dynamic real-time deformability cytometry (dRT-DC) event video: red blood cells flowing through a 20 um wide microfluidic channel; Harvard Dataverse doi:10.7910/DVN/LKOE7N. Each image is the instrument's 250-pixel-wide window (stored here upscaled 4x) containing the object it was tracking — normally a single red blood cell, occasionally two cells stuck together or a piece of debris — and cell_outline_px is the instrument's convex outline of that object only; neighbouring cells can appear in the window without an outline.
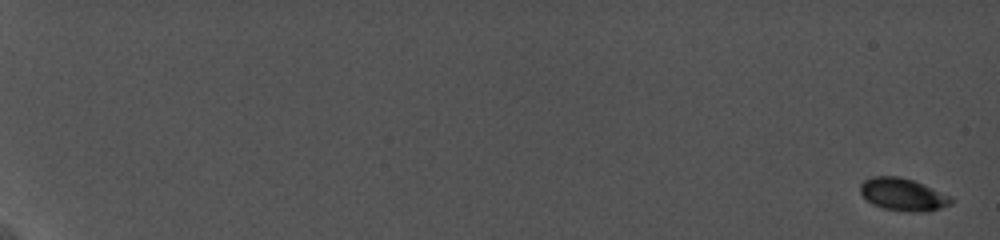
{"species": "common noctule bat (a hibernating species)", "species_latin": "Nyctalus noctula", "temperature_condition": "cold", "stored_images_in_passage": 59, "camera_frame_rate_fps": 5000, "um_per_image_px": 0.085, "animal": {"sex": "female", "body_mass_g": 19.0, "forearm_length_mm": 56.7}, "frame": {"image": 1, "passage_image": 1, "time_ms": 0.0, "image_size_px": [1000, 240], "cell_outline_px": [[956, 200], [952, 204], [928, 212], [908, 212], [884, 208], [872, 204], [860, 192], [860, 184], [864, 180], [872, 176], [896, 176], [912, 180], [924, 184], [952, 196]], "centroid_in_image_um": [76.8, 16.54], "position_along_channel_um": 8.2, "area_um2": 17.4}}
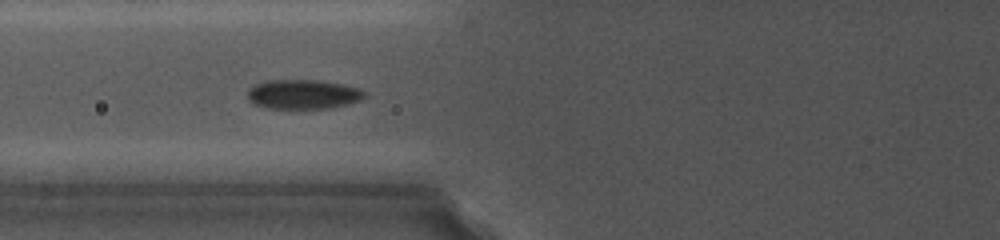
{"frame": {"image": 2, "passage_image": 24, "time_ms": 9.4, "image_size_px": [1000, 240], "cell_outline_px": [[368, 96], [360, 100], [348, 104], [328, 108], [268, 108], [256, 104], [248, 100], [248, 88], [264, 80], [316, 80], [344, 84], [360, 88], [368, 92]], "centroid_in_image_um": [25.81, 8.0], "position_along_channel_um": 100.0, "area_um2": 20.23}}
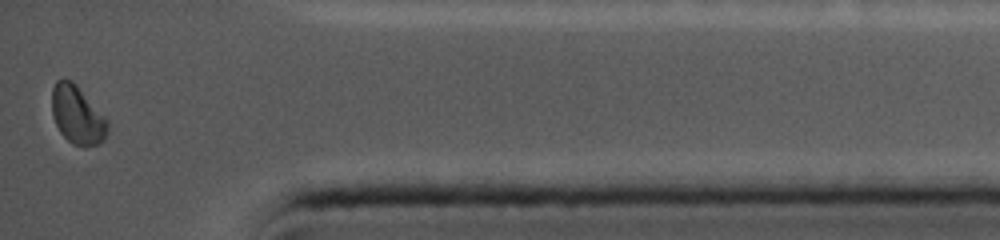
{"frame": {"image": 3, "passage_image": 59, "time_ms": 18.4, "image_size_px": [1000, 240], "cell_outline_px": [[108, 132], [104, 140], [96, 144], [84, 148], [72, 144], [60, 132], [56, 124], [52, 112], [52, 88], [56, 80], [60, 76], [64, 76], [72, 80], [76, 84], [104, 116], [108, 124]], "centroid_in_image_um": [6.55, 9.75], "position_along_channel_um": 428.7, "area_um2": 19.07}, "authors_computed_cell_mechanics": {"area_um2": 18.9006, "velocity_mm_per_s": 3.7555, "shape_relaxation_time_tau1_ms": 8.8442, "shape_relaxation_time_tau2_ms": null, "deformation_change_tau1": 0.1315, "deformation_change_tau2": null}}